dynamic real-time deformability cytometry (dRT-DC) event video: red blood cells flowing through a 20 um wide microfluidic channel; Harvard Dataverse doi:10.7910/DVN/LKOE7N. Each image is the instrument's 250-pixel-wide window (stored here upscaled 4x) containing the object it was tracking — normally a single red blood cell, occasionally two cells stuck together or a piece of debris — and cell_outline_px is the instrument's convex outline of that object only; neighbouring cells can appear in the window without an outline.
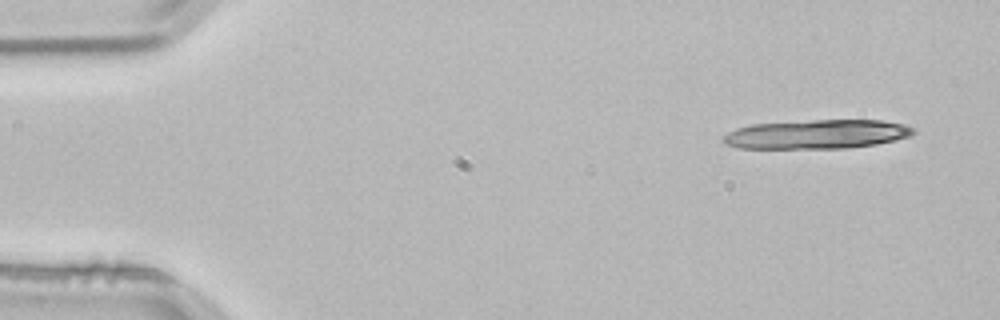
{"species": "common noctule bat (a hibernating species)", "species_latin": "Nyctalus noctula", "temperature_condition": "room temperature", "stored_images_in_passage": 3, "camera_frame_rate_fps": 3000, "um_per_image_px": 0.085, "animal": {"sex": "male", "body_mass_g": 21.5, "forearm_length_mm": 52.0}, "frame": {"image": 1, "passage_image": 1, "time_ms": 0.0, "image_size_px": [1000, 320], "cell_outline_px": [[916, 132], [908, 136], [876, 144], [848, 148], [740, 148], [724, 144], [724, 136], [728, 132], [736, 128], [752, 124], [812, 120], [880, 120], [904, 124], [916, 128]], "centroid_in_image_um": [69.44, 11.4], "position_along_channel_um": 15.6, "area_um2": 32.14}}